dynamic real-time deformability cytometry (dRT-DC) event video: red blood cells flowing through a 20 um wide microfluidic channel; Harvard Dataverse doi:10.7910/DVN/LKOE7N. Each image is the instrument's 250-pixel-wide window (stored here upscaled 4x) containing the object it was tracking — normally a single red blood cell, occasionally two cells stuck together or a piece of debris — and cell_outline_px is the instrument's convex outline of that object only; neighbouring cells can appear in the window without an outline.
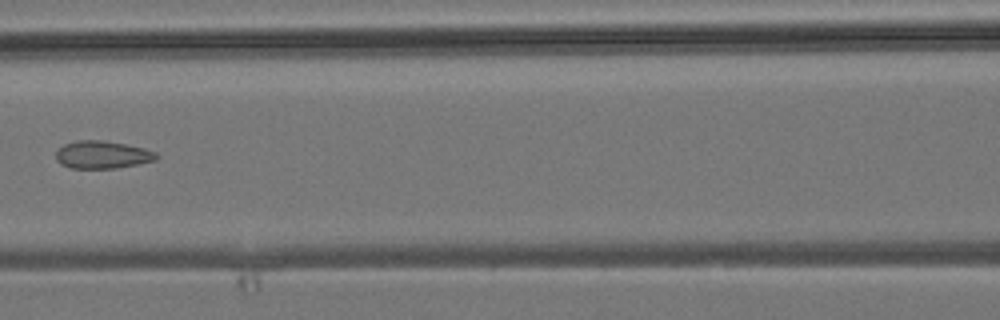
{"species": "common noctule bat (a hibernating species)", "species_latin": "Nyctalus noctula", "temperature_condition": "room temperature", "stored_images_in_passage": 5, "camera_frame_rate_fps": 3000, "um_per_image_px": 0.085, "animal": {"sex": "male", "body_mass_g": 19.2, "forearm_length_mm": 51.8}, "frame": {"image": 1, "passage_image": 5, "time_ms": 5.333, "image_size_px": [1000, 320], "cell_outline_px": [[160, 156], [156, 160], [116, 168], [72, 168], [60, 164], [56, 160], [56, 152], [64, 144], [76, 140], [104, 140], [144, 148], [156, 152]], "centroid_in_image_um": [8.7, 13.15], "position_along_channel_um": 157.9, "area_um2": 16.18}}